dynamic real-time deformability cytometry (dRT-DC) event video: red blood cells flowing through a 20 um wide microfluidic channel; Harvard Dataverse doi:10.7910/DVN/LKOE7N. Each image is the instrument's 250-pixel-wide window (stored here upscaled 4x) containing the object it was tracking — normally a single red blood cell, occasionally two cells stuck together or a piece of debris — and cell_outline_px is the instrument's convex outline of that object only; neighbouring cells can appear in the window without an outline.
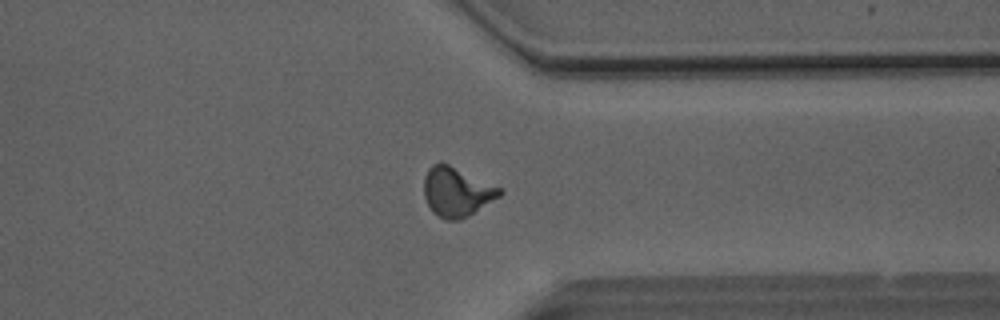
{"species": "Egyptian fruit bat (a non-hibernating species)", "species_latin": "Rousettus aegyptiacus", "temperature_condition": "room temperature", "stored_images_in_passage": 45, "camera_frame_rate_fps": 3000, "um_per_image_px": 0.085, "animal": {"sex": "male"}, "frame": {"image": 1, "passage_image": 39, "time_ms": 12.667, "image_size_px": [1000, 320], "cell_outline_px": [[504, 192], [500, 196], [468, 216], [460, 220], [444, 220], [432, 212], [424, 196], [424, 176], [428, 168], [432, 164], [440, 160], [504, 188]], "centroid_in_image_um": [38.83, 16.28], "position_along_channel_um": 372.6, "area_um2": 22.2}}